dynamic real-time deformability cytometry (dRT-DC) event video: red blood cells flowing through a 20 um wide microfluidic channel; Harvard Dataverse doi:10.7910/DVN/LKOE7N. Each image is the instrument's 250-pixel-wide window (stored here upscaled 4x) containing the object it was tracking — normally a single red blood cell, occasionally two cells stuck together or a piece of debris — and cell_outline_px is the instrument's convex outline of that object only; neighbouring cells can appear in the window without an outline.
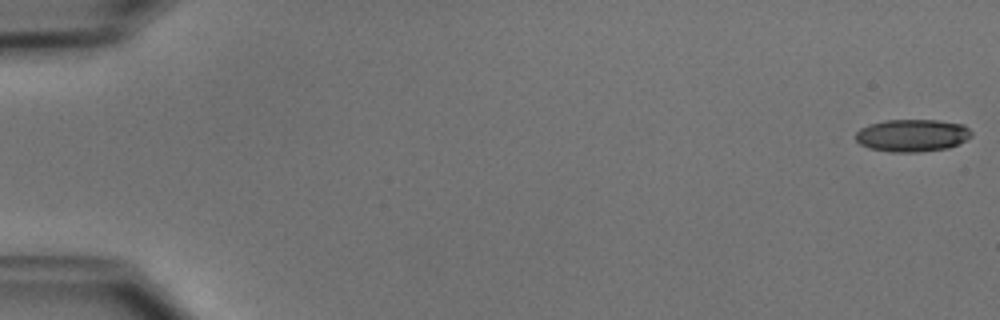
{"species": "common noctule bat (a hibernating species)", "species_latin": "Nyctalus noctula", "temperature_condition": "cold", "stored_images_in_passage": 9, "camera_frame_rate_fps": 3000, "um_per_image_px": 0.085, "animal": {"sex": "male", "body_mass_g": 15.6}, "frame": {"image": 1, "passage_image": 1, "time_ms": 0.0, "image_size_px": [1000, 320], "cell_outline_px": [[972, 136], [948, 148], [920, 152], [888, 152], [868, 148], [860, 144], [856, 140], [856, 132], [860, 128], [884, 120], [936, 120], [964, 124], [972, 132]], "centroid_in_image_um": [77.53, 11.51], "position_along_channel_um": 7.5, "area_um2": 21.91}}